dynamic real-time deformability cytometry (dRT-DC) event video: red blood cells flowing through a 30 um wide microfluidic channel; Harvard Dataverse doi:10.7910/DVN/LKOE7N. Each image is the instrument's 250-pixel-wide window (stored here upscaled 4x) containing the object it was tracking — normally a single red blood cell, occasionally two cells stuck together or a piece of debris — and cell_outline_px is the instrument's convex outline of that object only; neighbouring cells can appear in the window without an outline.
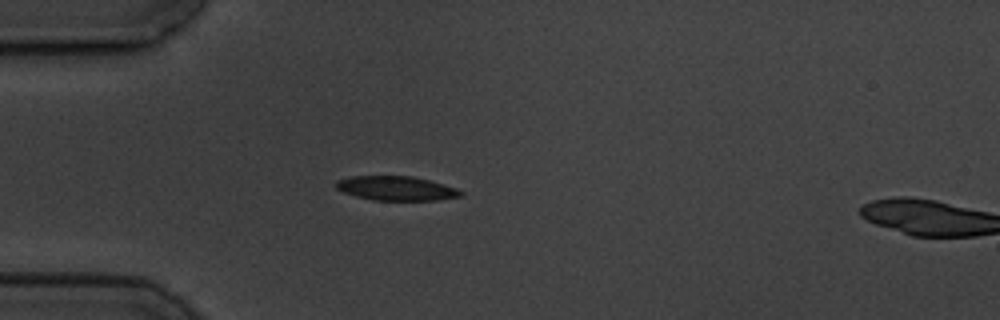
{"species": "common noctule bat (a hibernating species)", "species_latin": "Nyctalus noctula", "temperature_condition": "cold", "stored_images_in_passage": 5, "camera_frame_rate_fps": 3000, "um_per_image_px": 0.085, "animal": {"sex": "male", "body_mass_g": 19.5, "forearm_length_mm": 54.6}, "frame": {"image": 1, "passage_image": 4, "time_ms": 5.0, "image_size_px": [1000, 320], "cell_outline_px": [[464, 196], [440, 200], [372, 200], [356, 196], [344, 192], [336, 188], [336, 180], [352, 176], [412, 176], [428, 180], [456, 188], [464, 192]], "centroid_in_image_um": [33.7, 16.01], "position_along_channel_um": 51.3, "area_um2": 17.63}}